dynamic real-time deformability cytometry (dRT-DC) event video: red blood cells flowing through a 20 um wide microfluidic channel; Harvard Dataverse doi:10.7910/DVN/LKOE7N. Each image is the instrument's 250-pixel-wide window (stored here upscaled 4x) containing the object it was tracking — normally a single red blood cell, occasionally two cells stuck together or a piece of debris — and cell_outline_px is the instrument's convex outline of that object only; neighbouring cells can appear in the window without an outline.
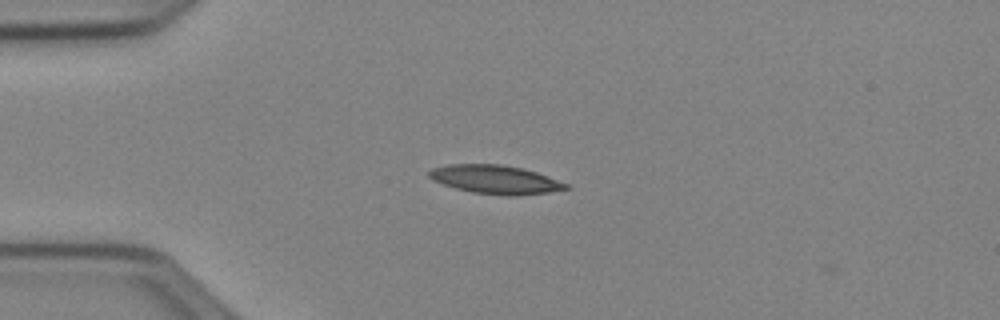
{"species": "Egyptian fruit bat (a non-hibernating species)", "species_latin": "Rousettus aegyptiacus", "temperature_condition": "cold", "stored_images_in_passage": 2, "camera_frame_rate_fps": 3000, "um_per_image_px": 0.085, "animal": {"sex": "female"}, "frame": {"image": 1, "passage_image": 1, "time_ms": 0.0, "image_size_px": [1000, 320], "cell_outline_px": [[572, 188], [548, 192], [516, 196], [508, 196], [472, 192], [456, 188], [432, 180], [428, 176], [428, 172], [432, 168], [448, 164], [500, 164], [520, 168], [536, 172], [548, 176], [568, 184]], "centroid_in_image_um": [42.1, 15.26], "position_along_channel_um": 42.9, "area_um2": 22.77}}